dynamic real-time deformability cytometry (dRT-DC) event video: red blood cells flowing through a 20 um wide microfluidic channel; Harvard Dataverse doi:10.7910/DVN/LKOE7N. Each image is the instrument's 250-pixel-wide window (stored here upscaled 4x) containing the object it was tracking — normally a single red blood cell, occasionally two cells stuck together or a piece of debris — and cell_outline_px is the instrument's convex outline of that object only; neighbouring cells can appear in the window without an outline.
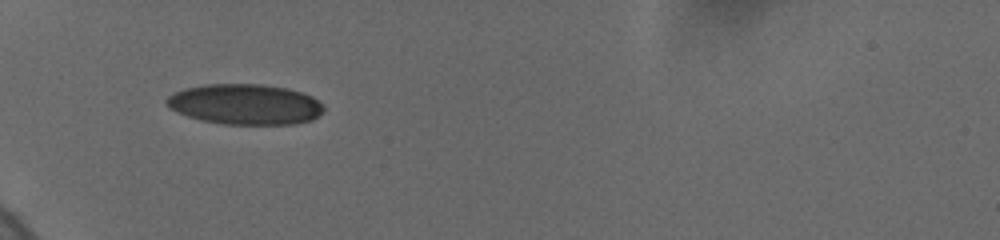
{"species": "human", "species_latin": "Homo sapiens", "temperature_condition": "cold", "stored_images_in_passage": 52, "camera_frame_rate_fps": 3000, "um_per_image_px": 0.085, "donor": {"sex": "female"}, "frame": {"image": 1, "passage_image": 1, "time_ms": 0.0, "image_size_px": [1000, 240], "cell_outline_px": [[324, 108], [312, 120], [296, 124], [224, 124], [200, 120], [176, 112], [168, 108], [164, 100], [172, 92], [184, 88], [204, 84], [264, 84], [288, 88], [312, 96]], "centroid_in_image_um": [20.76, 8.86], "position_along_channel_um": 64.2, "area_um2": 37.22}}
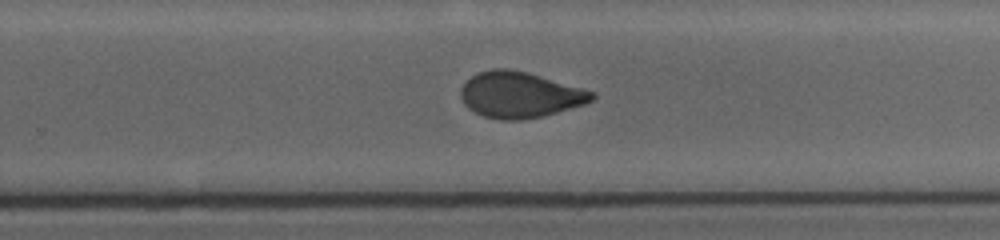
{"frame": {"image": 2, "passage_image": 26, "time_ms": 6.333, "image_size_px": [1000, 240], "cell_outline_px": [[596, 96], [592, 100], [584, 104], [556, 112], [540, 116], [520, 120], [500, 120], [484, 116], [468, 108], [464, 104], [460, 96], [460, 92], [464, 84], [476, 72], [492, 68], [508, 68], [528, 72], [584, 88], [596, 92]], "centroid_in_image_um": [44.19, 8.04], "position_along_channel_um": 285.6, "area_um2": 35.14}}
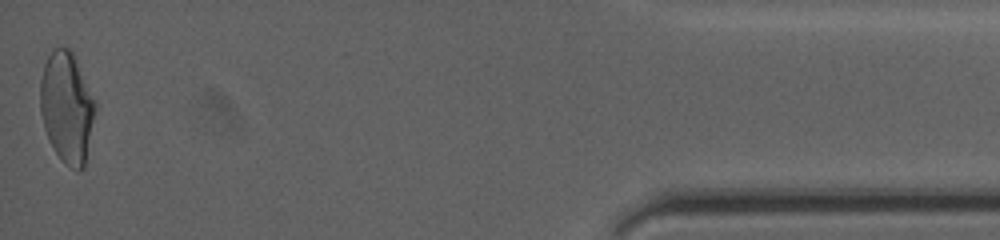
{"frame": {"image": 3, "passage_image": 52, "time_ms": 12.0, "image_size_px": [1000, 240], "cell_outline_px": [[96, 108], [84, 168], [76, 172], [56, 152], [44, 128], [40, 112], [40, 80], [44, 64], [52, 48], [68, 48], [76, 56], [96, 104]], "centroid_in_image_um": [5.68, 9.08], "position_along_channel_um": 429.5, "area_um2": 35.37}, "authors_computed_cell_mechanics": {"area_um2": 35.2291, "velocity_mm_per_s": 3.704, "shape_relaxation_time_tau1_ms": 5.5417, "shape_relaxation_time_tau2_ms": 1.3981, "deformation_change_tau1": 0.1622, "deformation_change_tau2": 0.07}}